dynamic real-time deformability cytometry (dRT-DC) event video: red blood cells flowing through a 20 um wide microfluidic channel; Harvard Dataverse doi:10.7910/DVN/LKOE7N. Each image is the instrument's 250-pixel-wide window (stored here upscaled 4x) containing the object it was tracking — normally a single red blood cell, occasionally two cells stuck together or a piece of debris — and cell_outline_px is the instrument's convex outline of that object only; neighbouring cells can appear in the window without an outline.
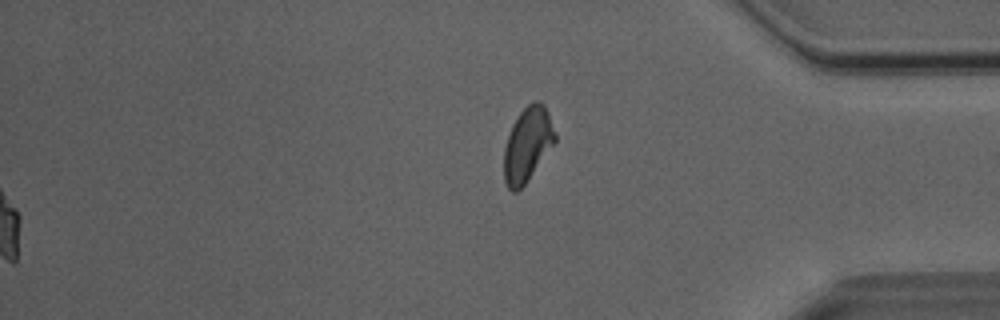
{"species": "Egyptian fruit bat (a non-hibernating species)", "species_latin": "Rousettus aegyptiacus", "temperature_condition": "room temperature", "stored_images_in_passage": 44, "segment_of_instrument_passage": [2, 2], "camera_frame_rate_fps": 3000, "um_per_image_px": 0.085, "animal": {"sex": "male"}, "frame": {"image": 1, "passage_image": 44, "time_ms": 14.333, "image_size_px": [1000, 320], "cell_outline_px": [[556, 140], [524, 184], [516, 192], [512, 192], [508, 188], [504, 180], [504, 148], [512, 124], [520, 112], [532, 100], [536, 100], [544, 104], [556, 132]], "centroid_in_image_um": [44.82, 12.25], "position_along_channel_um": 390.4, "area_um2": 21.79}}